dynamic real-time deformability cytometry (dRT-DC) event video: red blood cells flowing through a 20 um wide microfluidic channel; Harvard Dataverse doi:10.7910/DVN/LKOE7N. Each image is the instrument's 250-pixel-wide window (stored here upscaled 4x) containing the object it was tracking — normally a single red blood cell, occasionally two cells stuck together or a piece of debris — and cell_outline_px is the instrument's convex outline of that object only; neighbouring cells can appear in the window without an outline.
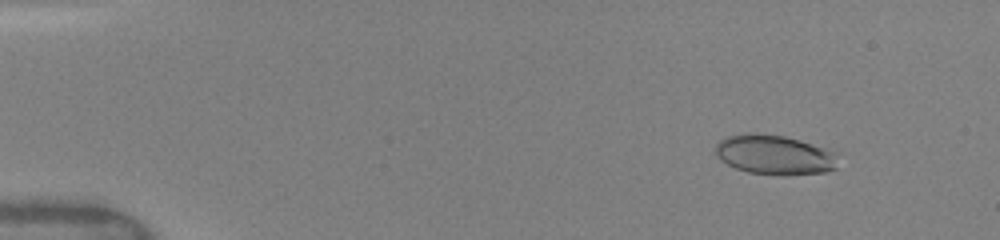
{"species": "human", "species_latin": "Homo sapiens", "temperature_condition": "warm", "stored_images_in_passage": 32, "camera_frame_rate_fps": 3000, "um_per_image_px": 0.085, "donor": {"sex": "female"}, "frame": {"image": 1, "passage_image": 3, "time_ms": 1.0, "image_size_px": [1000, 240], "cell_outline_px": [[836, 168], [828, 172], [784, 176], [748, 172], [736, 168], [720, 160], [716, 156], [716, 144], [720, 140], [728, 136], [748, 132], [756, 132], [784, 136], [800, 140], [824, 148], [832, 152]], "centroid_in_image_um": [65.77, 13.16], "position_along_channel_um": 19.2, "area_um2": 28.26}}
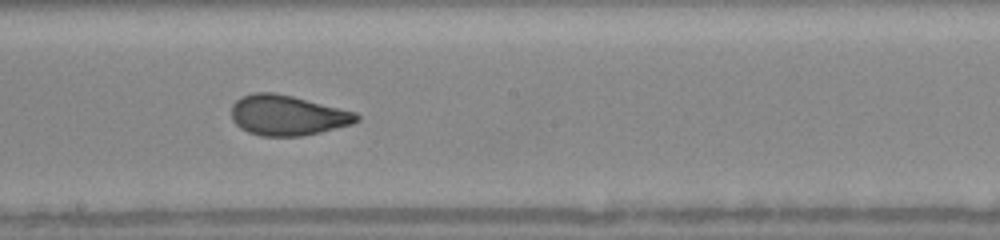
{"frame": {"image": 2, "passage_image": 18, "time_ms": 8.667, "image_size_px": [1000, 240], "cell_outline_px": [[360, 120], [352, 124], [320, 132], [300, 136], [260, 136], [248, 132], [240, 128], [232, 120], [232, 104], [240, 96], [252, 92], [276, 92], [356, 112], [360, 116]], "centroid_in_image_um": [24.41, 9.79], "position_along_channel_um": 223.8, "area_um2": 29.48}}
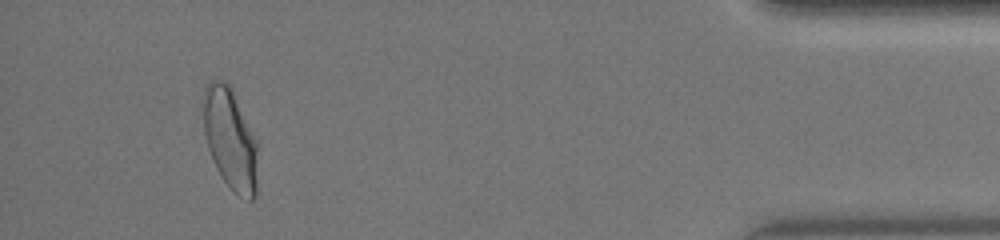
{"frame": {"image": 3, "passage_image": 30, "time_ms": 14.667, "image_size_px": [1000, 240], "cell_outline_px": [[256, 196], [252, 200], [248, 200], [232, 192], [220, 176], [216, 168], [208, 148], [204, 132], [200, 100], [204, 88], [212, 80], [220, 80], [228, 84], [232, 88], [256, 140]], "centroid_in_image_um": [19.51, 11.79], "position_along_channel_um": 415.7, "area_um2": 32.43}, "authors_computed_cell_mechanics": {"area_um2": 29.5069, "velocity_mm_per_s": 4.1188, "shape_relaxation_time_tau1_ms": 3.6342, "shape_relaxation_time_tau2_ms": 0.6467, "deformation_change_tau1": 0.1639, "deformation_change_tau2": 0.0621}}